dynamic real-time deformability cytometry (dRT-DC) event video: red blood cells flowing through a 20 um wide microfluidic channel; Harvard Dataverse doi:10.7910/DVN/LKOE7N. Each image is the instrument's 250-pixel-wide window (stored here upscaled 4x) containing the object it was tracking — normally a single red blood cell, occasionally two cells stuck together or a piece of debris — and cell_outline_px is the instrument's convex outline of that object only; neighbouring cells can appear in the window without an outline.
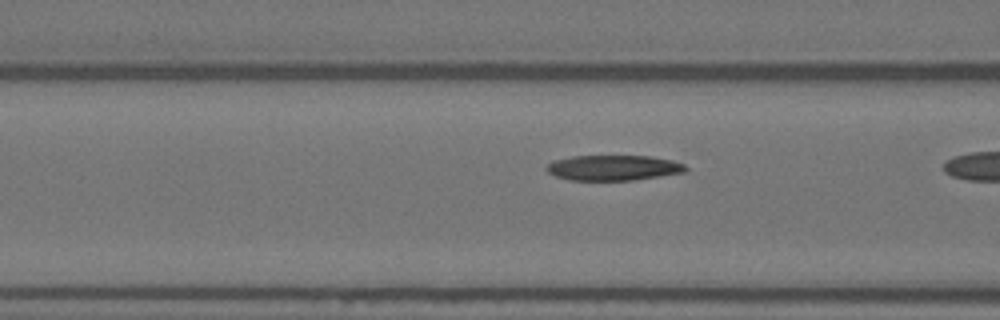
{"species": "Egyptian fruit bat (a non-hibernating species)", "species_latin": "Rousettus aegyptiacus", "temperature_condition": "warm", "stored_images_in_passage": 9, "camera_frame_rate_fps": 3000, "um_per_image_px": 0.085, "animal": {"sex": "female"}, "frame": {"image": 1, "passage_image": 7, "time_ms": 2.0, "image_size_px": [1000, 320], "cell_outline_px": [[688, 168], [684, 172], [632, 180], [568, 180], [556, 176], [548, 172], [544, 168], [552, 160], [572, 156], [652, 156], [672, 160], [684, 164]], "centroid_in_image_um": [52.1, 14.25], "position_along_channel_um": 114.5, "area_um2": 20.52}}